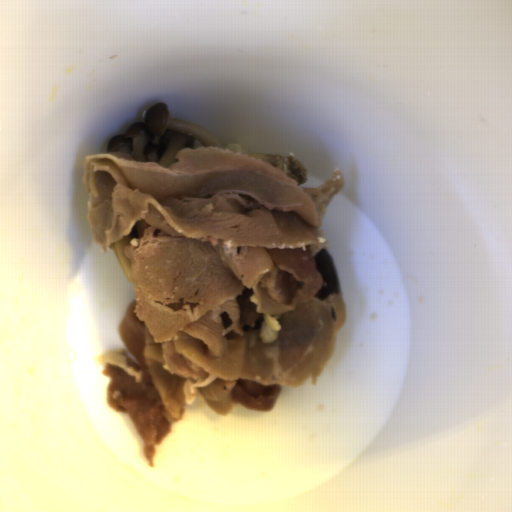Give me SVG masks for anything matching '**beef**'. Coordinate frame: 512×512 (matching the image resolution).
Segmentation results:
<instances>
[{"label":"beef","mask_w":512,"mask_h":512,"mask_svg":"<svg viewBox=\"0 0 512 512\" xmlns=\"http://www.w3.org/2000/svg\"><path fill=\"white\" fill-rule=\"evenodd\" d=\"M162 168L86 155L87 218L102 254L125 248L133 298L123 348L99 356L109 409L137 430L147 467L195 401L216 416L272 412L283 388L318 379L346 323L342 293L317 297L321 227L341 171L299 186L237 144L184 147Z\"/></svg>","instance_id":"beef-1"}]
</instances>
